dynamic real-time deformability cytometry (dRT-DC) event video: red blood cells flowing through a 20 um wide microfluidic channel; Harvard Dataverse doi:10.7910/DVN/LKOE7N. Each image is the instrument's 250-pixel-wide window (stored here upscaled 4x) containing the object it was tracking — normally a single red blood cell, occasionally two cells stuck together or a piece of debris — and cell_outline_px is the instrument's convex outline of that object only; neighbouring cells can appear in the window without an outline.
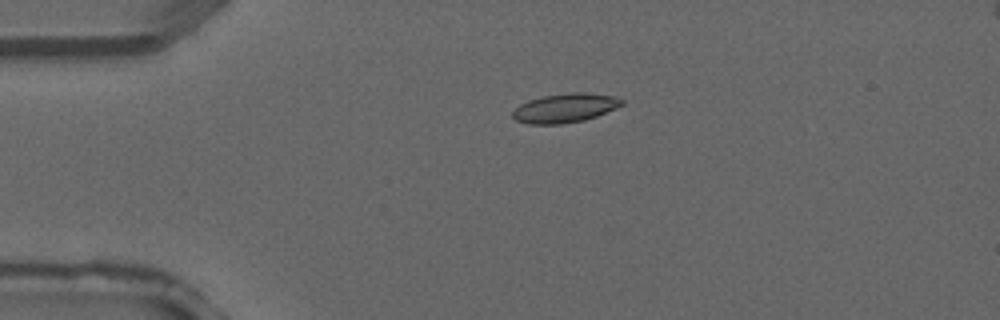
{"species": "common noctule bat (a hibernating species)", "species_latin": "Nyctalus noctula", "temperature_condition": "warm", "stored_images_in_passage": 4, "camera_frame_rate_fps": 3000, "um_per_image_px": 0.085, "animal": {"sex": "male", "forearm_length_mm": 52.5}, "frame": {"image": 1, "passage_image": 4, "time_ms": 1.0, "image_size_px": [1000, 320], "cell_outline_px": [[624, 104], [616, 108], [596, 116], [584, 120], [560, 124], [528, 124], [516, 120], [512, 116], [512, 112], [520, 104], [528, 100], [544, 96], [572, 92], [584, 92], [612, 96], [624, 100]], "centroid_in_image_um": [48.02, 9.18], "position_along_channel_um": 37.0, "area_um2": 18.38}}